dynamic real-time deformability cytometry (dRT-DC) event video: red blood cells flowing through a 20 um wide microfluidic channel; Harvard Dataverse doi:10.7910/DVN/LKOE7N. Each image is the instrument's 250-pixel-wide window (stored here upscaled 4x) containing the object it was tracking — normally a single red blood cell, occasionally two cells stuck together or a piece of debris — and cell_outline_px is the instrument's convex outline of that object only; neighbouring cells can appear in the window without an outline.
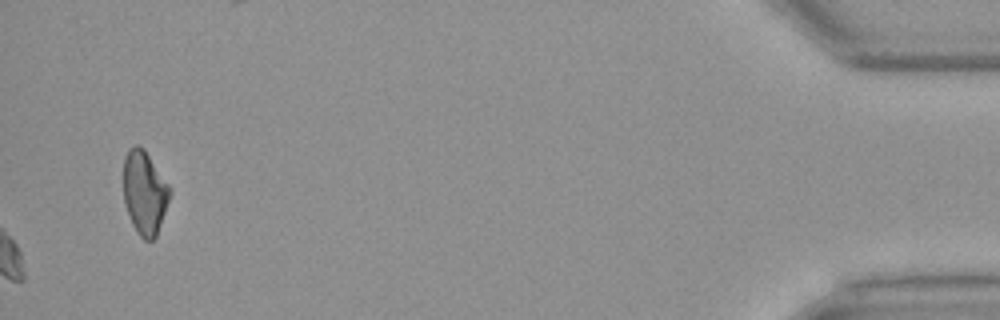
{"species": "Egyptian fruit bat (a non-hibernating species)", "species_latin": "Rousettus aegyptiacus", "temperature_condition": "warm", "stored_images_in_passage": 49, "camera_frame_rate_fps": 3000, "um_per_image_px": 0.085, "animal": {"sex": "female"}, "frame": {"image": 1, "passage_image": 49, "time_ms": 16.0, "image_size_px": [1000, 320], "cell_outline_px": [[172, 192], [156, 236], [152, 240], [144, 240], [136, 232], [132, 224], [124, 200], [124, 156], [128, 148], [136, 144], [144, 148], [172, 188]], "centroid_in_image_um": [12.3, 16.34], "position_along_channel_um": 422.9, "area_um2": 22.72}, "authors_computed_cell_mechanics": {"area_um2": 20.808, "velocity_mm_per_s": 4.0567, "shape_relaxation_time_tau1_ms": 7.6945, "shape_relaxation_time_tau2_ms": null, "deformation_change_tau1": 0.1318, "deformation_change_tau2": null}}